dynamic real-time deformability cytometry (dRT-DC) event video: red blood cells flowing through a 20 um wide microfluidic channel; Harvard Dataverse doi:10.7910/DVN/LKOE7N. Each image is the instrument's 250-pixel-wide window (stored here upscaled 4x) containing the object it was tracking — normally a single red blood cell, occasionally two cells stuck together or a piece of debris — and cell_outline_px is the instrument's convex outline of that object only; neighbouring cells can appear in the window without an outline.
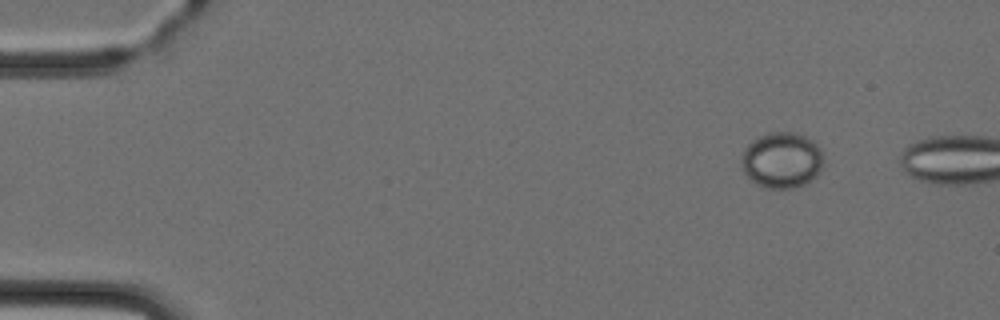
{"species": "Egyptian fruit bat (a non-hibernating species)", "species_latin": "Rousettus aegyptiacus", "temperature_condition": "cold", "stored_images_in_passage": 4, "camera_frame_rate_fps": 3000, "um_per_image_px": 0.085, "animal": {"sex": "female"}, "frame": {"image": 1, "passage_image": 4, "time_ms": 5.0, "image_size_px": [1000, 320], "cell_outline_px": [[820, 172], [816, 176], [804, 184], [792, 188], [764, 188], [756, 184], [744, 172], [740, 164], [740, 160], [744, 148], [752, 140], [768, 132], [792, 132], [808, 136], [820, 148]], "centroid_in_image_um": [66.4, 13.6], "position_along_channel_um": 18.6, "area_um2": 26.65}}